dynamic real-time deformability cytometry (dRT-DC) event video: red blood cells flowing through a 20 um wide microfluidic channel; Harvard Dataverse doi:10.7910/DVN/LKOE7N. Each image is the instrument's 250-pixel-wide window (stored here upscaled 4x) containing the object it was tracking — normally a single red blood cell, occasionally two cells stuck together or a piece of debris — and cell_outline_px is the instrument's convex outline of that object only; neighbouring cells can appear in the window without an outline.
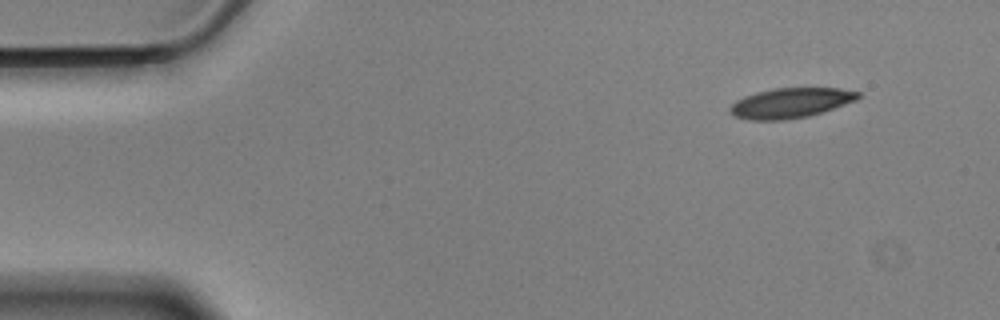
{"species": "Egyptian fruit bat (a non-hibernating species)", "species_latin": "Rousettus aegyptiacus", "temperature_condition": "cold", "stored_images_in_passage": 52, "camera_frame_rate_fps": 3000, "um_per_image_px": 0.085, "animal": {"sex": "male"}, "frame": {"image": 1, "passage_image": 1, "time_ms": 0.0, "image_size_px": [1000, 320], "cell_outline_px": [[860, 96], [856, 100], [808, 116], [784, 120], [748, 120], [736, 116], [728, 112], [728, 108], [736, 100], [744, 96], [756, 92], [772, 88], [840, 88], [860, 92]], "centroid_in_image_um": [67.15, 8.74], "position_along_channel_um": 17.9, "area_um2": 22.31}}
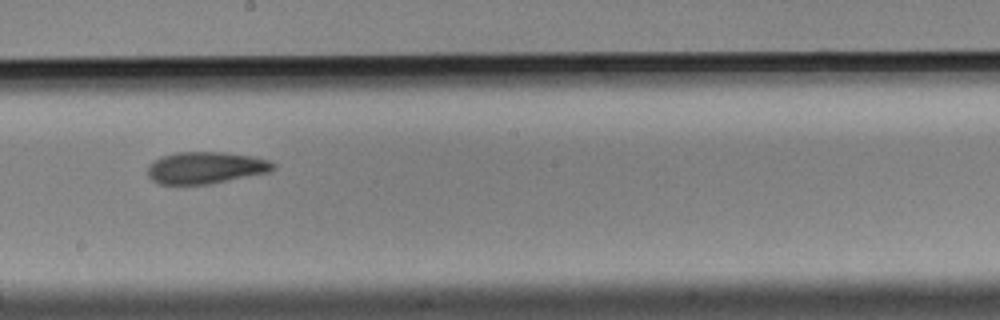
{"frame": {"image": 2, "passage_image": 27, "time_ms": 8.667, "image_size_px": [1000, 320], "cell_outline_px": [[276, 168], [272, 172], [208, 184], [160, 184], [152, 180], [148, 176], [148, 164], [152, 160], [160, 156], [176, 152], [224, 152], [252, 156], [268, 160], [276, 164]], "centroid_in_image_um": [17.49, 14.25], "position_along_channel_um": 230.7, "area_um2": 23.58}}
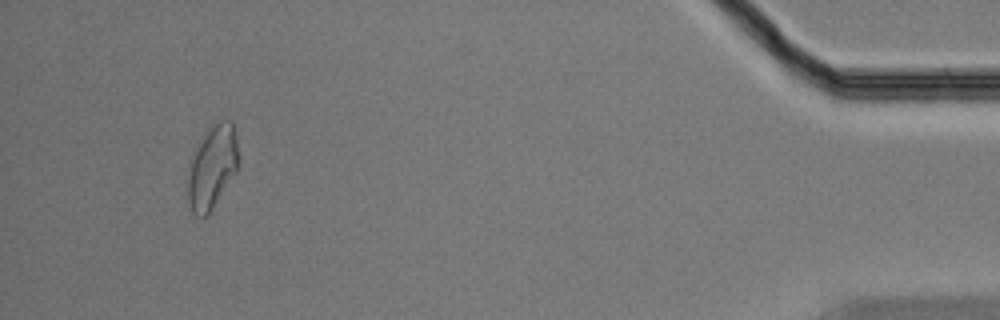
{"frame": {"image": 3, "passage_image": 49, "time_ms": 16.0, "image_size_px": [1000, 320], "cell_outline_px": [[236, 172], [208, 216], [196, 216], [192, 212], [188, 200], [188, 180], [192, 152], [204, 136], [220, 120], [232, 120], [236, 136]], "centroid_in_image_um": [18.02, 14.25], "position_along_channel_um": 417.2, "area_um2": 23.93}, "authors_computed_cell_mechanics": {"area_um2": 23.4957, "velocity_mm_per_s": 3.5029, "shape_relaxation_time_tau1_ms": 6.387, "shape_relaxation_time_tau2_ms": 4.2062, "deformation_change_tau1": 0.1428, "deformation_change_tau2": 0.1086}}